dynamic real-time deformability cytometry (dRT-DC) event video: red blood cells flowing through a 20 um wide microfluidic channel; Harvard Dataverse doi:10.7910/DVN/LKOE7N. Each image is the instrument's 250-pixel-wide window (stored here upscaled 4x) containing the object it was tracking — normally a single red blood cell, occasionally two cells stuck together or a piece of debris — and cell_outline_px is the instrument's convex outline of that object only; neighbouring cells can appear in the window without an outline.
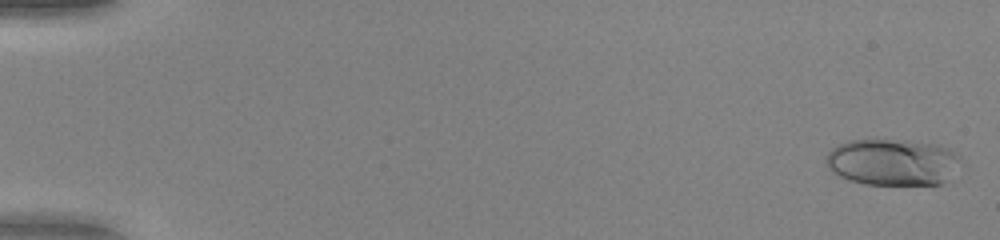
{"species": "human", "species_latin": "Homo sapiens", "temperature_condition": "warm", "stored_images_in_passage": 52, "camera_frame_rate_fps": 3000, "um_per_image_px": 0.085, "donor": {"sex": "female"}, "frame": {"image": 1, "passage_image": 2, "time_ms": 0.333, "image_size_px": [1000, 240], "cell_outline_px": [[960, 156], [944, 180], [940, 184], [864, 184], [848, 180], [832, 172], [828, 168], [824, 160], [824, 156], [832, 148], [848, 140], [908, 140], [940, 144], [956, 152]], "centroid_in_image_um": [75.77, 13.75], "position_along_channel_um": 9.2, "area_um2": 36.24}}
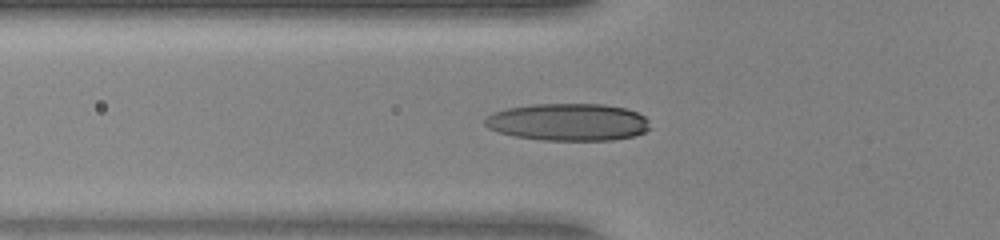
{"frame": {"image": 2, "passage_image": 20, "time_ms": 6.333, "image_size_px": [1000, 240], "cell_outline_px": [[652, 128], [644, 132], [632, 136], [612, 140], [544, 140], [516, 136], [500, 132], [488, 128], [484, 124], [484, 120], [492, 112], [508, 108], [532, 104], [604, 104], [624, 108], [636, 112], [644, 116], [648, 120]], "centroid_in_image_um": [48.31, 10.37], "position_along_channel_um": 77.5, "area_um2": 35.84}}
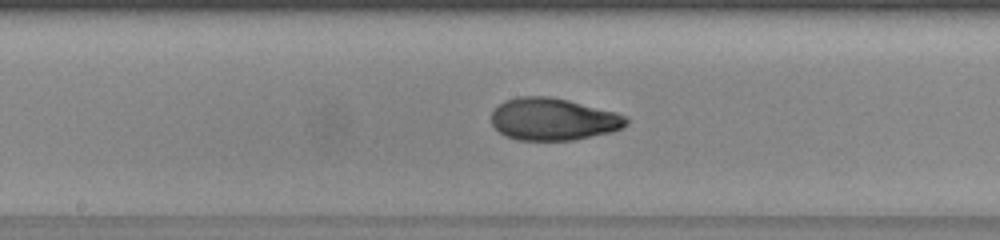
{"frame": {"image": 3, "passage_image": 29, "time_ms": 9.333, "image_size_px": [1000, 240], "cell_outline_px": [[628, 124], [612, 132], [572, 140], [516, 140], [504, 136], [492, 124], [492, 112], [504, 100], [516, 96], [548, 96], [568, 100], [616, 112], [628, 116]], "centroid_in_image_um": [47.02, 10.13], "position_along_channel_um": 201.2, "area_um2": 33.29}, "authors_computed_cell_mechanics": {"area_um2": 33.2639, "velocity_mm_per_s": 4.1104, "shape_relaxation_time_tau1_ms": null, "shape_relaxation_time_tau2_ms": 0.8427, "deformation_change_tau1": null, "deformation_change_tau2": 0.0475}}